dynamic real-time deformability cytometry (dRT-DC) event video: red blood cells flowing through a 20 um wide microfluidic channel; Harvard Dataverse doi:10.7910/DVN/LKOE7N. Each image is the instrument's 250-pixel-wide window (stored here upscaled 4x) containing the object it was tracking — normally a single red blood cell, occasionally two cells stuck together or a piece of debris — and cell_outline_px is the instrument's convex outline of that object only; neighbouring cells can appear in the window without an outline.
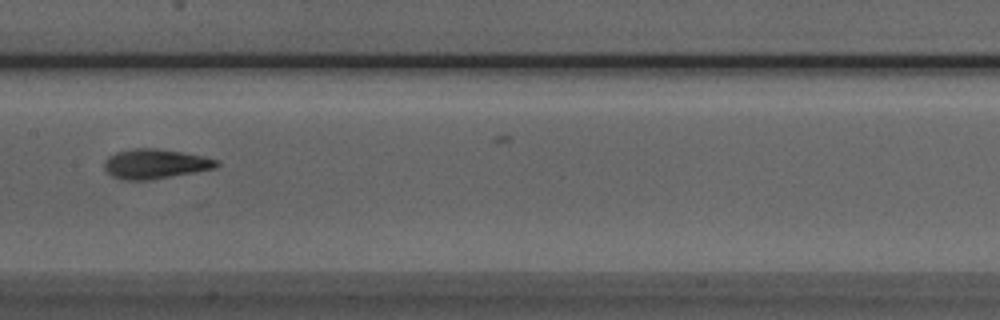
{"species": "Egyptian fruit bat (a non-hibernating species)", "species_latin": "Rousettus aegyptiacus", "temperature_condition": "room temperature", "stored_images_in_passage": 25, "camera_frame_rate_fps": 3000, "um_per_image_px": 0.085, "animal": {"sex": "male"}, "frame": {"image": 1, "passage_image": 11, "time_ms": 3.333, "image_size_px": [1000, 320], "cell_outline_px": [[220, 164], [216, 168], [152, 180], [120, 180], [112, 176], [104, 168], [104, 160], [108, 156], [116, 152], [136, 148], [156, 148], [204, 156], [220, 160]], "centroid_in_image_um": [13.2, 13.94], "position_along_channel_um": 194.2, "area_um2": 19.59}}
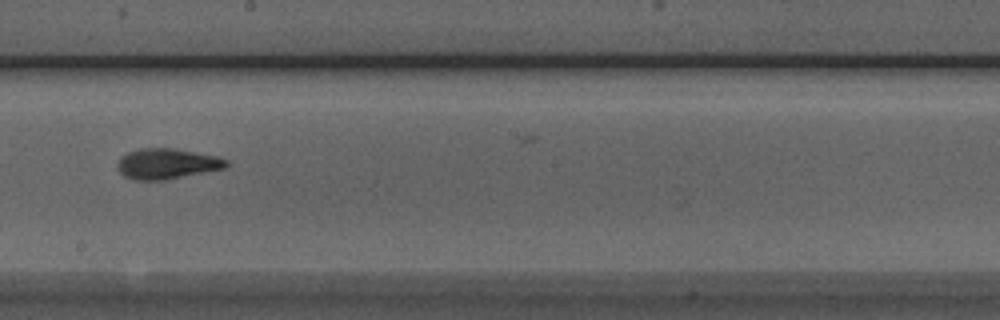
{"frame": {"image": 2, "passage_image": 14, "time_ms": 4.333, "image_size_px": [1000, 320], "cell_outline_px": [[228, 164], [224, 168], [164, 180], [136, 180], [124, 176], [116, 168], [116, 164], [120, 156], [128, 152], [140, 148], [172, 148], [216, 156], [228, 160]], "centroid_in_image_um": [14.13, 13.91], "position_along_channel_um": 234.1, "area_um2": 19.25}}
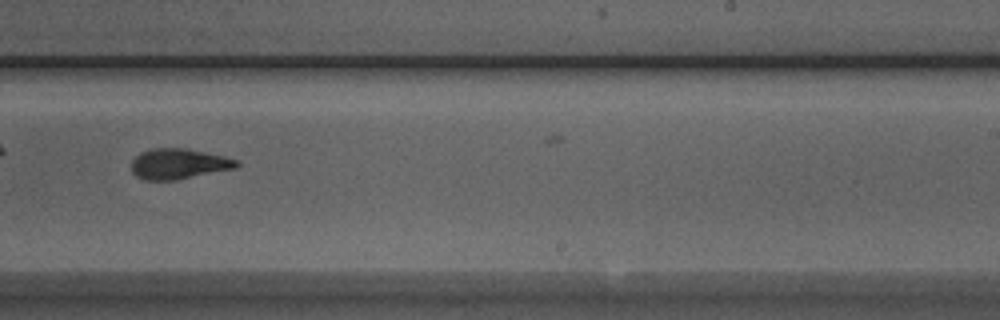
{"frame": {"image": 3, "passage_image": 17, "time_ms": 5.333, "image_size_px": [1000, 320], "cell_outline_px": [[240, 164], [236, 168], [176, 180], [144, 180], [136, 176], [132, 172], [132, 160], [140, 152], [152, 148], [184, 148], [224, 156], [240, 160]], "centroid_in_image_um": [15.19, 13.93], "position_along_channel_um": 273.8, "area_um2": 18.73}}